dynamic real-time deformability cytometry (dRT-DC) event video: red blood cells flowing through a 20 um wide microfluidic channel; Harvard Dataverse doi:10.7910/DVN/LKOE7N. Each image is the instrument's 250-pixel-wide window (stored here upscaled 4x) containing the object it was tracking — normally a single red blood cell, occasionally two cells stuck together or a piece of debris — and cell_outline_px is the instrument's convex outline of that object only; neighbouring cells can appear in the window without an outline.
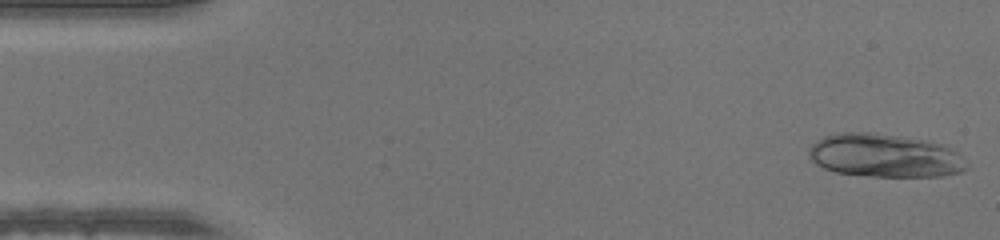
{"species": "human", "species_latin": "Homo sapiens", "temperature_condition": "warm", "stored_images_in_passage": 48, "camera_frame_rate_fps": 3000, "um_per_image_px": 0.085, "donor": {"sex": "male"}, "frame": {"image": 1, "passage_image": 1, "time_ms": 0.0, "image_size_px": [1000, 240], "cell_outline_px": [[968, 168], [964, 172], [944, 176], [872, 176], [836, 172], [824, 168], [816, 164], [808, 156], [808, 148], [816, 140], [824, 136], [840, 132], [872, 132], [924, 140], [944, 144], [956, 152], [968, 164]], "centroid_in_image_um": [75.2, 13.22], "position_along_channel_um": 9.8, "area_um2": 40.0}}
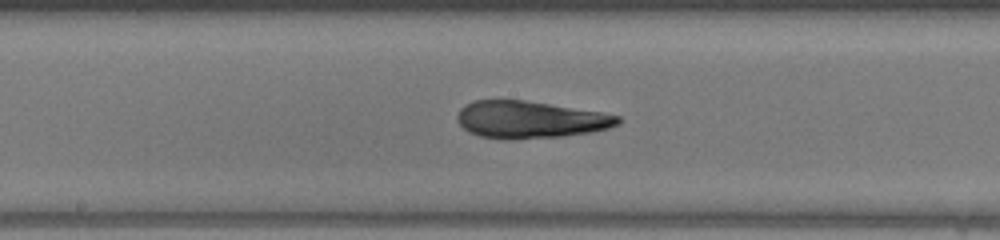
{"frame": {"image": 2, "passage_image": 24, "time_ms": 7.667, "image_size_px": [1000, 240], "cell_outline_px": [[620, 124], [608, 128], [592, 132], [560, 136], [504, 140], [480, 136], [468, 132], [456, 120], [456, 116], [460, 108], [464, 104], [472, 100], [524, 100], [600, 112], [620, 116]], "centroid_in_image_um": [45.01, 10.17], "position_along_channel_um": 203.2, "area_um2": 34.8}}
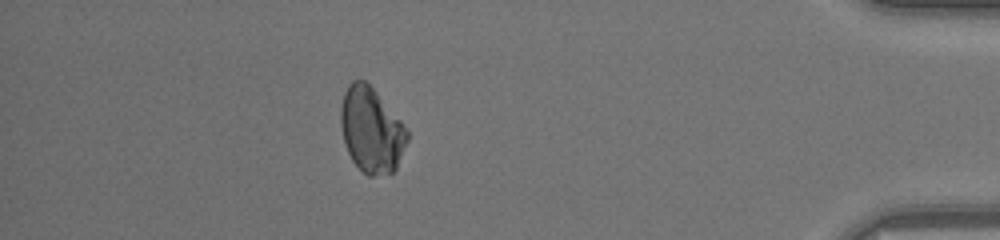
{"frame": {"image": 3, "passage_image": 42, "time_ms": 13.667, "image_size_px": [1000, 240], "cell_outline_px": [[408, 140], [396, 168], [392, 172], [372, 176], [368, 176], [352, 160], [344, 144], [340, 124], [340, 108], [344, 92], [348, 84], [352, 80], [364, 80], [376, 92], [404, 124], [408, 132]], "centroid_in_image_um": [31.55, 11.05], "position_along_channel_um": 403.7, "area_um2": 32.83}}